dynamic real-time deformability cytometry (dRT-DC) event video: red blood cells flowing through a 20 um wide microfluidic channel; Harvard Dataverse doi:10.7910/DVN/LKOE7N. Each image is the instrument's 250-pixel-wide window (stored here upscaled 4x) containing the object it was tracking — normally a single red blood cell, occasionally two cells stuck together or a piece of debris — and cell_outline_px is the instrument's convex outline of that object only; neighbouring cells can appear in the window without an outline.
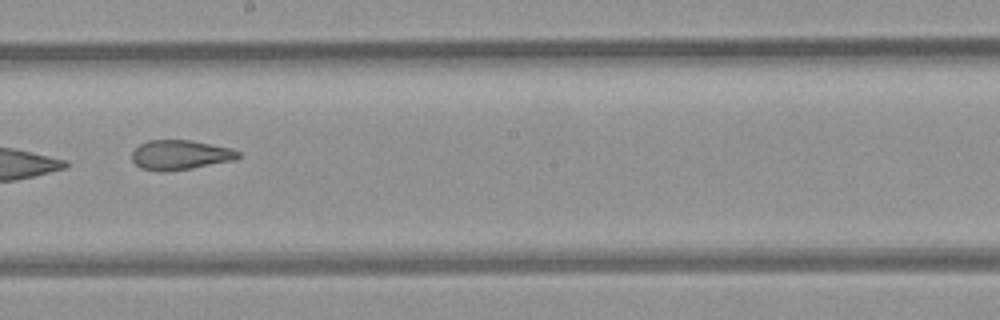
{"species": "common noctule bat (a hibernating species)", "species_latin": "Nyctalus noctula", "temperature_condition": "room temperature", "stored_images_in_passage": 13, "camera_frame_rate_fps": 3000, "um_per_image_px": 0.085, "animal": {"sex": "female", "body_mass_g": 21.9}, "frame": {"image": 1, "passage_image": 8, "time_ms": 9.0, "image_size_px": [1000, 320], "cell_outline_px": [[240, 156], [236, 160], [192, 168], [164, 172], [160, 172], [140, 168], [132, 160], [132, 152], [140, 144], [148, 140], [192, 140], [232, 148], [240, 152]], "centroid_in_image_um": [15.33, 13.17], "position_along_channel_um": 232.9, "area_um2": 18.55}}
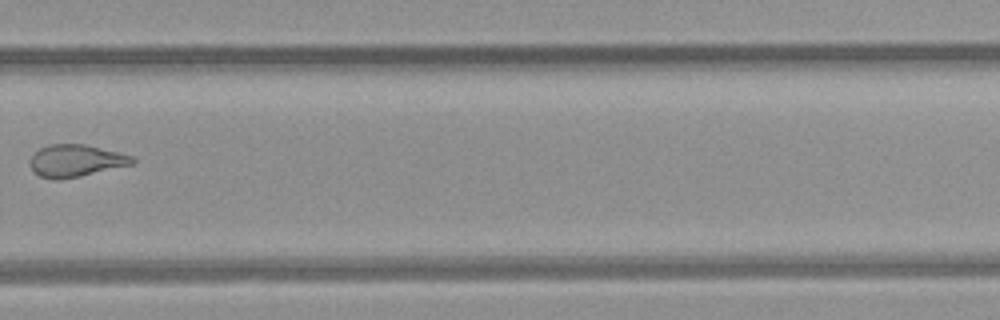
{"frame": {"image": 2, "passage_image": 10, "time_ms": 11.333, "image_size_px": [1000, 320], "cell_outline_px": [[136, 160], [132, 164], [80, 176], [60, 180], [56, 180], [40, 176], [32, 172], [28, 164], [28, 160], [40, 148], [48, 144], [84, 144], [132, 156]], "centroid_in_image_um": [6.36, 13.67], "position_along_channel_um": 323.4, "area_um2": 19.13}}
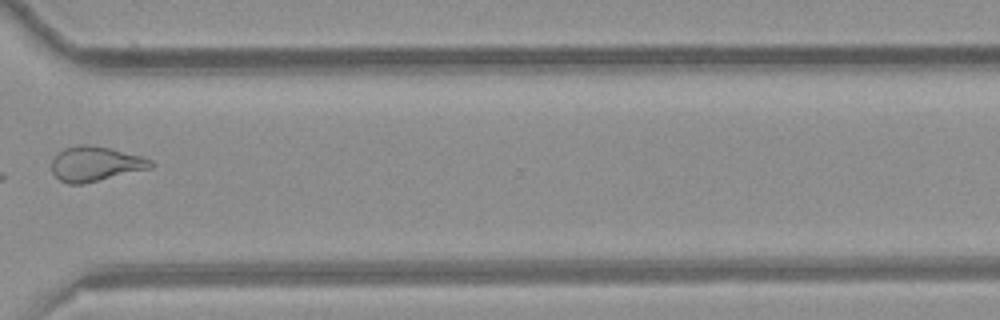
{"frame": {"image": 3, "passage_image": 11, "time_ms": 12.333, "image_size_px": [1000, 320], "cell_outline_px": [[156, 164], [152, 168], [84, 184], [68, 184], [60, 180], [52, 172], [52, 160], [56, 152], [64, 148], [80, 144], [92, 144], [144, 156], [152, 160]], "centroid_in_image_um": [8.13, 13.92], "position_along_channel_um": 362.5, "area_um2": 20.52}, "authors_computed_cell_mechanics": {"area_um2": 20.519, "velocity_mm_per_s": 3.8911, "shape_relaxation_time_tau1_ms": null, "shape_relaxation_time_tau2_ms": 1.3628, "deformation_change_tau1": null, "deformation_change_tau2": 0.0662}}